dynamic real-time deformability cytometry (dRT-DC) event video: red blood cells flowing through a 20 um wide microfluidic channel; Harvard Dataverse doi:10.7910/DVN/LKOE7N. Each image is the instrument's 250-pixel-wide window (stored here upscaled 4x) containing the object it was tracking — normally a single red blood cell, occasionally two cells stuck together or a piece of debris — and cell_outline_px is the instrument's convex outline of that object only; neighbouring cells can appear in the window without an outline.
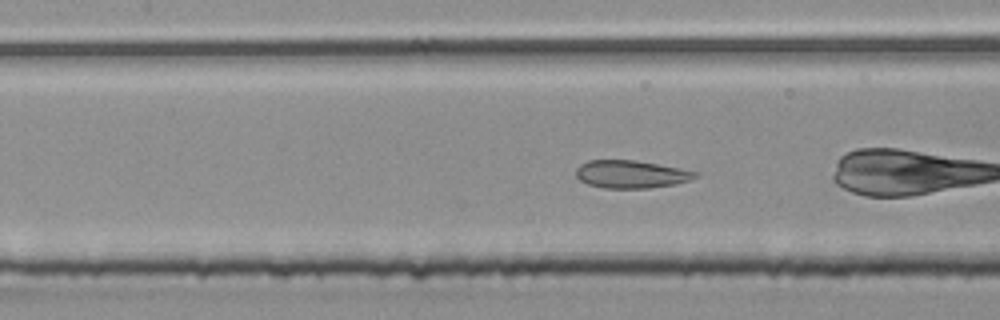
{"species": "common noctule bat (a hibernating species)", "species_latin": "Nyctalus noctula", "temperature_condition": "room temperature", "stored_images_in_passage": 54, "camera_frame_rate_fps": 3000, "um_per_image_px": 0.085, "animal": {"sex": "male", "body_mass_g": 20.4}, "frame": {"image": 1, "passage_image": 23, "time_ms": 7.333, "image_size_px": [1000, 320], "cell_outline_px": [[700, 172], [696, 176], [688, 180], [672, 184], [648, 188], [604, 188], [588, 184], [580, 180], [576, 176], [576, 168], [580, 164], [588, 160], [632, 160], [680, 168]], "centroid_in_image_um": [53.59, 14.8], "position_along_channel_um": 153.8, "area_um2": 19.07}}
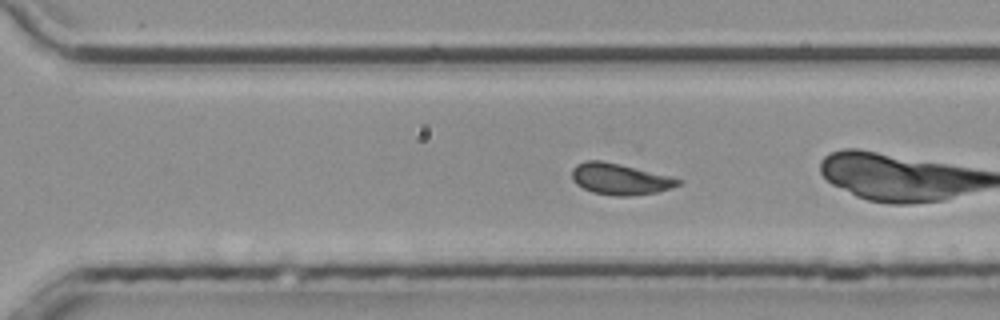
{"frame": {"image": 2, "passage_image": 36, "time_ms": 11.667, "image_size_px": [1000, 320], "cell_outline_px": [[684, 180], [680, 184], [672, 188], [656, 192], [628, 196], [612, 196], [592, 192], [576, 184], [572, 180], [572, 168], [576, 164], [584, 160], [600, 160], [620, 164]], "centroid_in_image_um": [52.66, 15.22], "position_along_channel_um": 317.9, "area_um2": 19.31}, "authors_computed_cell_mechanics": {"area_um2": 20.6924, "velocity_mm_per_s": 3.7926, "shape_relaxation_time_tau1_ms": null, "shape_relaxation_time_tau2_ms": 0.9821, "deformation_change_tau1": null, "deformation_change_tau2": 0.0548}}